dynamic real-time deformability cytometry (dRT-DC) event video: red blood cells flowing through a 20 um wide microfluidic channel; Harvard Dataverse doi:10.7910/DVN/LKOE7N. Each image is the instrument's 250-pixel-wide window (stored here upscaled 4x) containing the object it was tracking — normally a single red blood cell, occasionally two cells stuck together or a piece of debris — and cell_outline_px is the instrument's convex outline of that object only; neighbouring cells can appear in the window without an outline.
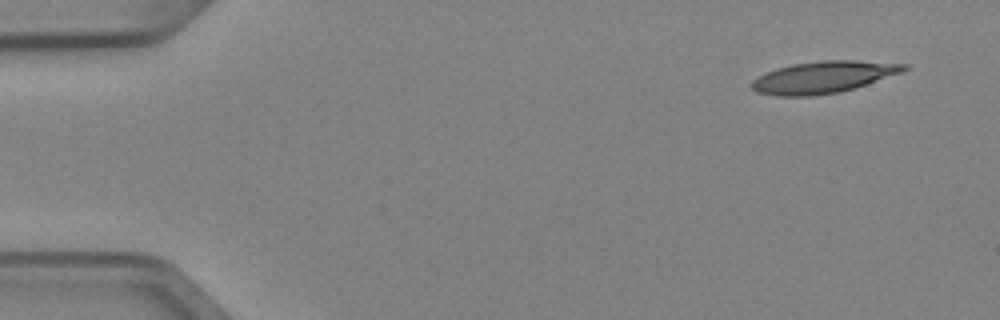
{"species": "Egyptian fruit bat (a non-hibernating species)", "species_latin": "Rousettus aegyptiacus", "temperature_condition": "cold", "stored_images_in_passage": 5, "camera_frame_rate_fps": 3000, "um_per_image_px": 0.085, "animal": {"sex": "female"}, "frame": {"image": 1, "passage_image": 1, "time_ms": 0.0, "image_size_px": [1000, 320], "cell_outline_px": [[908, 68], [900, 72], [840, 92], [812, 96], [776, 96], [756, 92], [752, 88], [752, 80], [756, 76], [776, 68], [792, 64], [820, 60], [856, 60], [908, 64]], "centroid_in_image_um": [69.9, 6.55], "position_along_channel_um": 15.1, "area_um2": 28.03}}
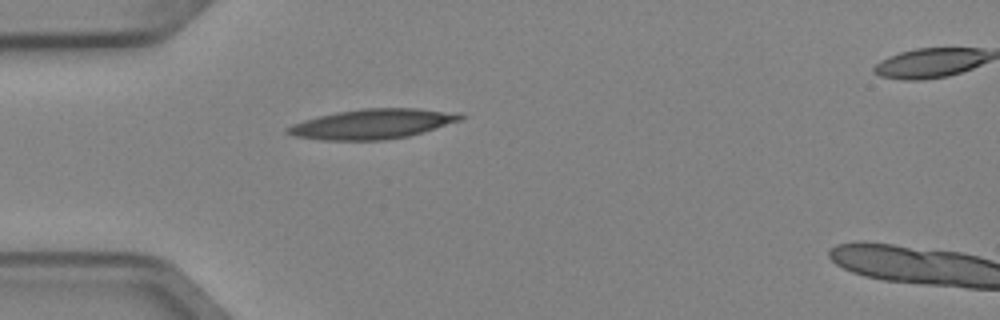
{"frame": {"image": 2, "passage_image": 4, "time_ms": 1.0, "image_size_px": [1000, 320], "cell_outline_px": [[468, 116], [460, 120], [408, 136], [384, 140], [320, 140], [296, 136], [284, 132], [284, 128], [292, 124], [304, 120], [336, 112], [360, 108], [416, 108], [460, 112]], "centroid_in_image_um": [31.66, 10.52], "position_along_channel_um": 53.3, "area_um2": 30.11}}